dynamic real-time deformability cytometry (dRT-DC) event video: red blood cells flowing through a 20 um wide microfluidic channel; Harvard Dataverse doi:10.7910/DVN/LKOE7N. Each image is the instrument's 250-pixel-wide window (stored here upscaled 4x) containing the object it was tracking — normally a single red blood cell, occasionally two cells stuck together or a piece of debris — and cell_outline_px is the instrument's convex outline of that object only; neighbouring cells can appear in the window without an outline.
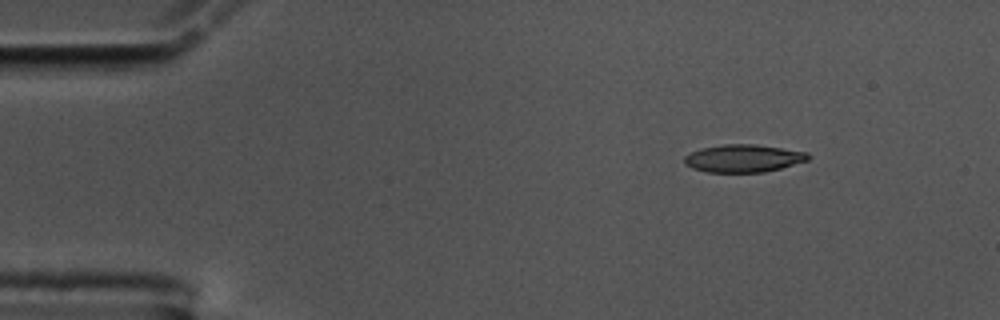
{"species": "common noctule bat (a hibernating species)", "species_latin": "Nyctalus noctula", "temperature_condition": "cold", "stored_images_in_passage": 50, "camera_frame_rate_fps": 3000, "um_per_image_px": 0.085, "animal": {"sex": "male", "body_mass_g": 17.5, "forearm_length_mm": 52.3}, "frame": {"image": 1, "passage_image": 1, "time_ms": 0.0, "image_size_px": [1000, 320], "cell_outline_px": [[812, 156], [808, 160], [780, 168], [764, 172], [708, 172], [692, 168], [684, 164], [684, 156], [700, 148], [724, 144], [756, 144], [808, 152]], "centroid_in_image_um": [63.19, 13.45], "position_along_channel_um": 21.8, "area_um2": 20.0}}
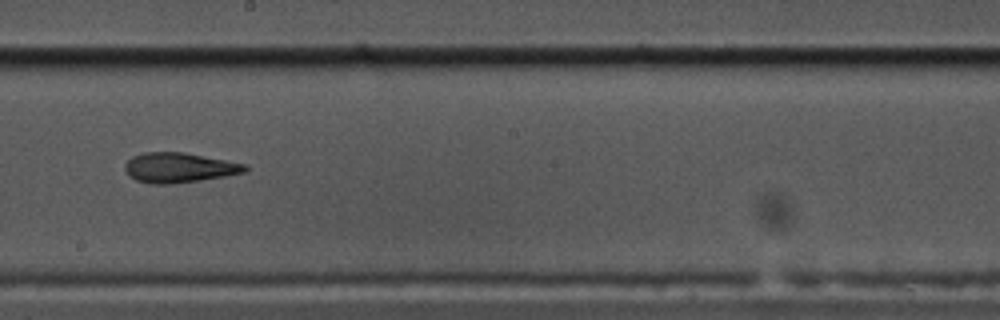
{"frame": {"image": 2, "passage_image": 25, "time_ms": 8.0, "image_size_px": [1000, 320], "cell_outline_px": [[248, 168], [244, 172], [224, 176], [200, 180], [168, 184], [152, 184], [136, 180], [128, 176], [124, 168], [124, 164], [132, 156], [144, 152], [184, 152], [248, 164]], "centroid_in_image_um": [15.2, 14.24], "position_along_channel_um": 233.0, "area_um2": 20.98}}
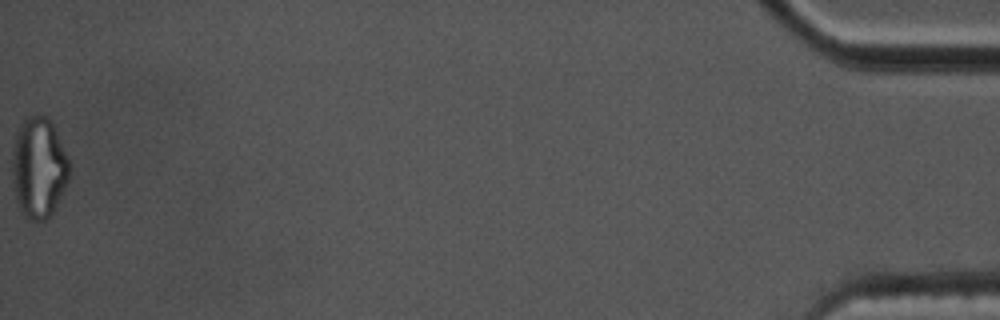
{"frame": {"image": 3, "passage_image": 50, "time_ms": 16.333, "image_size_px": [1000, 320], "cell_outline_px": [[72, 176], [52, 216], [44, 220], [32, 220], [24, 216], [20, 212], [16, 200], [12, 180], [12, 152], [16, 132], [24, 116], [36, 112], [44, 116], [52, 124], [72, 164]], "centroid_in_image_um": [3.32, 14.26], "position_along_channel_um": 431.9, "area_um2": 34.74}, "authors_computed_cell_mechanics": {"area_um2": 20.9814, "velocity_mm_per_s": 3.5905, "shape_relaxation_time_tau1_ms": 11.3213, "shape_relaxation_time_tau2_ms": 3.4375, "deformation_change_tau1": 0.2761, "deformation_change_tau2": 0.1279}}